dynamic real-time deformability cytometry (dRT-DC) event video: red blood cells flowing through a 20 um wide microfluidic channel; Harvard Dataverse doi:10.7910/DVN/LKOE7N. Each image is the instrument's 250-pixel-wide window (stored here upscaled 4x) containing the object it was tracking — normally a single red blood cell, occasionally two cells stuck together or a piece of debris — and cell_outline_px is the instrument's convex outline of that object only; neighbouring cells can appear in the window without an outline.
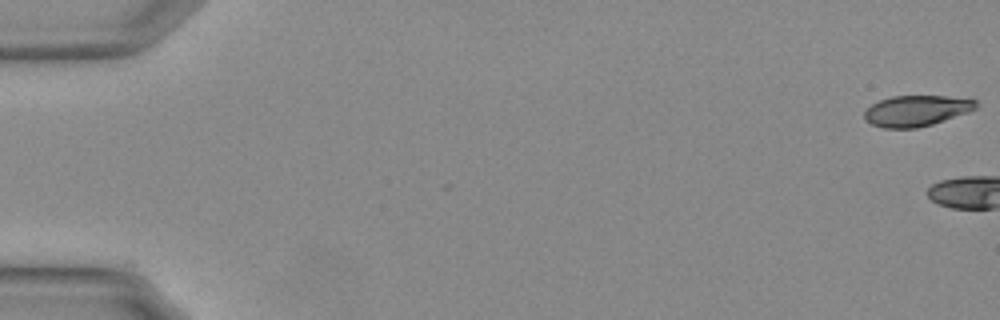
{"species": "Egyptian fruit bat (a non-hibernating species)", "species_latin": "Rousettus aegyptiacus", "temperature_condition": "warm", "stored_images_in_passage": 3, "camera_frame_rate_fps": 3000, "um_per_image_px": 0.085, "animal": {"sex": "female"}, "frame": {"image": 1, "passage_image": 1, "time_ms": 0.0, "image_size_px": [1000, 320], "cell_outline_px": [[976, 108], [968, 112], [932, 124], [916, 128], [884, 128], [872, 124], [864, 120], [864, 112], [872, 104], [880, 100], [892, 96], [944, 96], [976, 100]], "centroid_in_image_um": [77.86, 9.42], "position_along_channel_um": 7.1, "area_um2": 19.83}}